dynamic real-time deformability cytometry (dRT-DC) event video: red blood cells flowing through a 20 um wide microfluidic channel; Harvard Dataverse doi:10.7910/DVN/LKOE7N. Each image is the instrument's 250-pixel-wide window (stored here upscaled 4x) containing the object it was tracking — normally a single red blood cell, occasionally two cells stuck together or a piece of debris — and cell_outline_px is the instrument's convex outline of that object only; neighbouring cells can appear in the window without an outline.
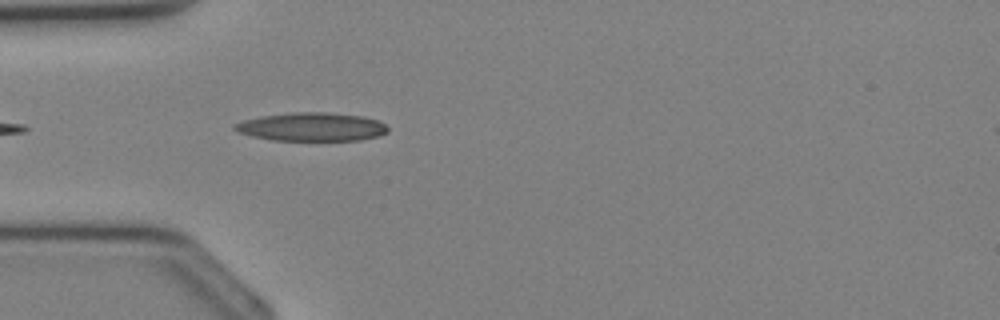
{"species": "Egyptian fruit bat (a non-hibernating species)", "species_latin": "Rousettus aegyptiacus", "temperature_condition": "cold", "stored_images_in_passage": 3, "camera_frame_rate_fps": 3000, "um_per_image_px": 0.085, "animal": {"sex": "female"}, "frame": {"image": 1, "passage_image": 2, "time_ms": 0.333, "image_size_px": [1000, 320], "cell_outline_px": [[388, 132], [380, 136], [360, 140], [272, 140], [252, 136], [236, 132], [232, 128], [232, 124], [244, 120], [260, 116], [296, 112], [328, 112], [364, 116], [376, 120], [384, 124], [388, 128]], "centroid_in_image_um": [26.48, 10.78], "position_along_channel_um": 58.5, "area_um2": 25.55}}